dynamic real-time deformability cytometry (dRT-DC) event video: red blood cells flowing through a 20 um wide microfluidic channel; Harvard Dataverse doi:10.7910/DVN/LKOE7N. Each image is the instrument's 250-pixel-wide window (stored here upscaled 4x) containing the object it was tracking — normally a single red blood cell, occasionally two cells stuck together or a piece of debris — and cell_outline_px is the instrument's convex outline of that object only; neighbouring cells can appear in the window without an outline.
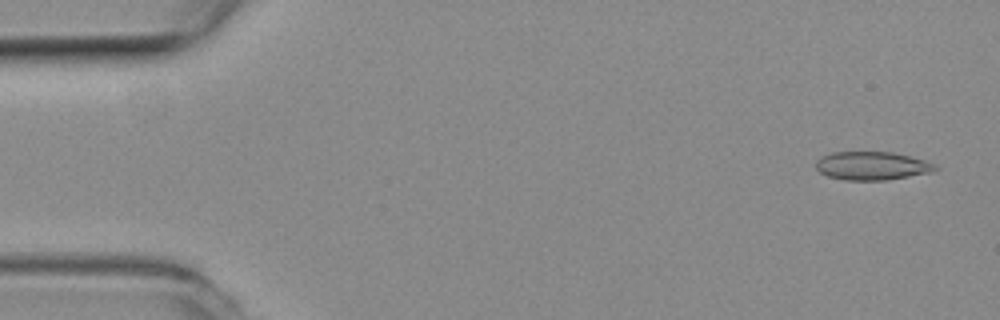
{"species": "common noctule bat (a hibernating species)", "species_latin": "Nyctalus noctula", "temperature_condition": "room temperature", "stored_images_in_passage": 55, "camera_frame_rate_fps": 3000, "um_per_image_px": 0.085, "animal": {"sex": "female", "body_mass_g": 19.3, "forearm_length_mm": 54.1}, "frame": {"image": 1, "passage_image": 2, "time_ms": 0.333, "image_size_px": [1000, 320], "cell_outline_px": [[940, 168], [932, 172], [888, 180], [844, 180], [828, 176], [820, 172], [816, 168], [816, 160], [832, 152], [892, 152], [924, 160], [936, 164]], "centroid_in_image_um": [74.14, 14.1], "position_along_channel_um": 10.9, "area_um2": 19.71}}
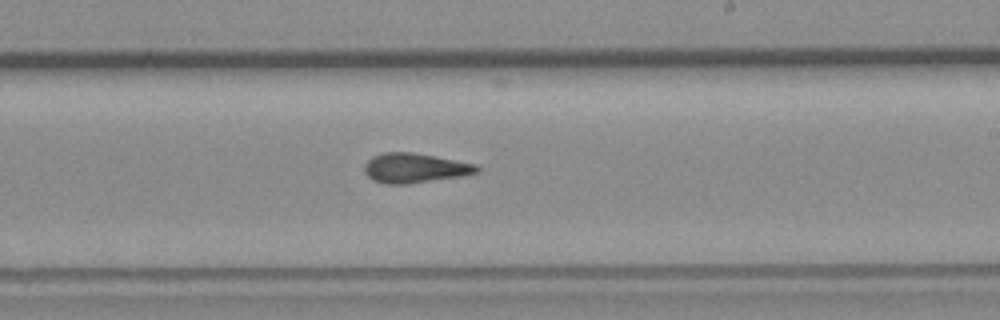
{"frame": {"image": 2, "passage_image": 32, "time_ms": 10.333, "image_size_px": [1000, 320], "cell_outline_px": [[480, 172], [464, 176], [408, 184], [384, 184], [372, 180], [364, 172], [364, 164], [372, 156], [384, 152], [412, 152], [476, 164], [480, 168]], "centroid_in_image_um": [35.25, 14.29], "position_along_channel_um": 253.8, "area_um2": 19.59}}
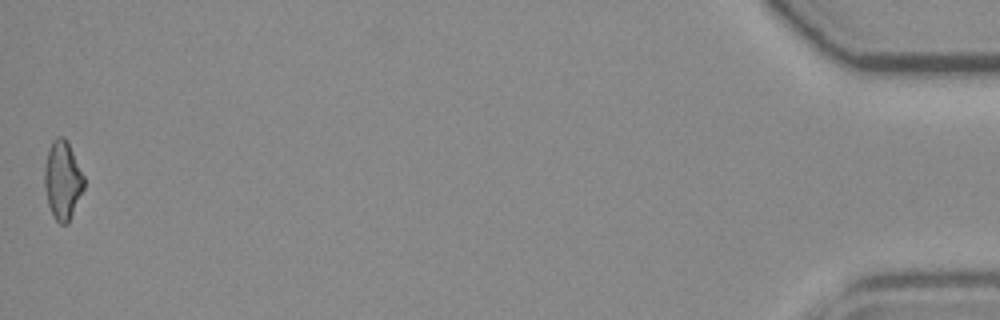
{"frame": {"image": 3, "passage_image": 55, "time_ms": 18.0, "image_size_px": [1000, 320], "cell_outline_px": [[84, 188], [68, 224], [60, 224], [52, 216], [48, 204], [44, 188], [44, 164], [48, 148], [52, 140], [56, 136], [64, 136], [68, 140], [84, 176]], "centroid_in_image_um": [5.3, 15.28], "position_along_channel_um": 429.9, "area_um2": 18.44}, "authors_computed_cell_mechanics": {"area_um2": 19.363, "velocity_mm_per_s": 3.654, "shape_relaxation_time_tau1_ms": null, "shape_relaxation_time_tau2_ms": 2.8312, "deformation_change_tau1": null, "deformation_change_tau2": 0.1123}}